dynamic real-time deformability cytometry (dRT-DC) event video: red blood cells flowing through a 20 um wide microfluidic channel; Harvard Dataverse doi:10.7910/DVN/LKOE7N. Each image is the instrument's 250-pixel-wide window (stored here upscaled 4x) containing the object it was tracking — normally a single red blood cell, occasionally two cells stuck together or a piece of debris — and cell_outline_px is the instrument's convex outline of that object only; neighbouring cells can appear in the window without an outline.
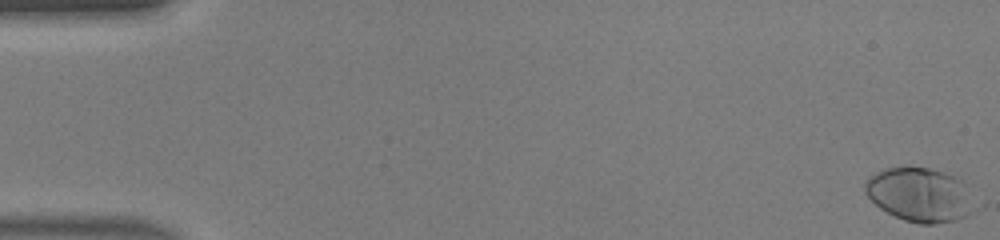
{"species": "human", "species_latin": "Homo sapiens", "temperature_condition": "warm", "stored_images_in_passage": 47, "camera_frame_rate_fps": 3000, "um_per_image_px": 0.085, "donor": {"sex": "male"}, "frame": {"image": 1, "passage_image": 1, "time_ms": 0.0, "image_size_px": [1000, 240], "cell_outline_px": [[968, 216], [956, 220], [932, 224], [920, 224], [904, 220], [880, 208], [864, 192], [864, 184], [876, 172], [884, 168], [928, 168], [952, 176], [960, 180], [968, 212]], "centroid_in_image_um": [78.02, 16.56], "position_along_channel_um": 7.0, "area_um2": 32.6}}
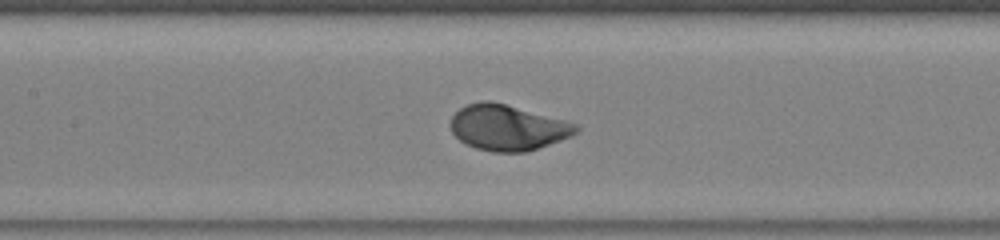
{"frame": {"image": 2, "passage_image": 23, "time_ms": 7.333, "image_size_px": [1000, 240], "cell_outline_px": [[580, 128], [572, 136], [528, 152], [492, 152], [476, 148], [460, 140], [452, 132], [452, 116], [460, 108], [468, 104], [484, 100], [488, 100], [504, 104], [564, 120], [576, 124]], "centroid_in_image_um": [43.16, 10.86], "position_along_channel_um": 164.2, "area_um2": 32.95}}
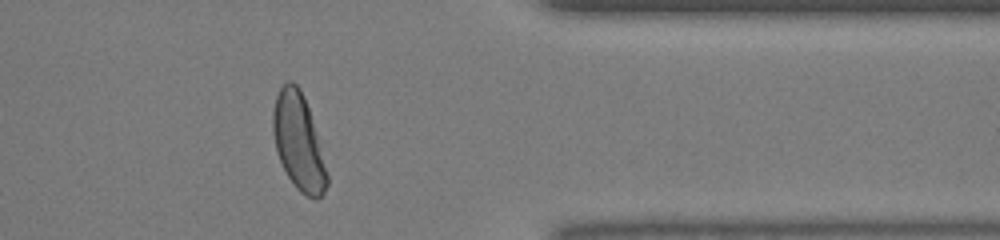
{"frame": {"image": 3, "passage_image": 39, "time_ms": 12.667, "image_size_px": [1000, 240], "cell_outline_px": [[328, 184], [324, 192], [316, 200], [312, 200], [300, 192], [296, 188], [288, 176], [276, 152], [272, 132], [272, 112], [276, 96], [280, 88], [288, 80], [292, 80], [300, 88], [304, 96], [308, 108], [328, 176]], "centroid_in_image_um": [25.34, 12.07], "position_along_channel_um": 386.1, "area_um2": 30.06}, "authors_computed_cell_mechanics": {"area_um2": 33.1194, "velocity_mm_per_s": 4.4265, "shape_relaxation_time_tau1_ms": 1.8027, "shape_relaxation_time_tau2_ms": null, "deformation_change_tau1": 0.172, "deformation_change_tau2": null}}